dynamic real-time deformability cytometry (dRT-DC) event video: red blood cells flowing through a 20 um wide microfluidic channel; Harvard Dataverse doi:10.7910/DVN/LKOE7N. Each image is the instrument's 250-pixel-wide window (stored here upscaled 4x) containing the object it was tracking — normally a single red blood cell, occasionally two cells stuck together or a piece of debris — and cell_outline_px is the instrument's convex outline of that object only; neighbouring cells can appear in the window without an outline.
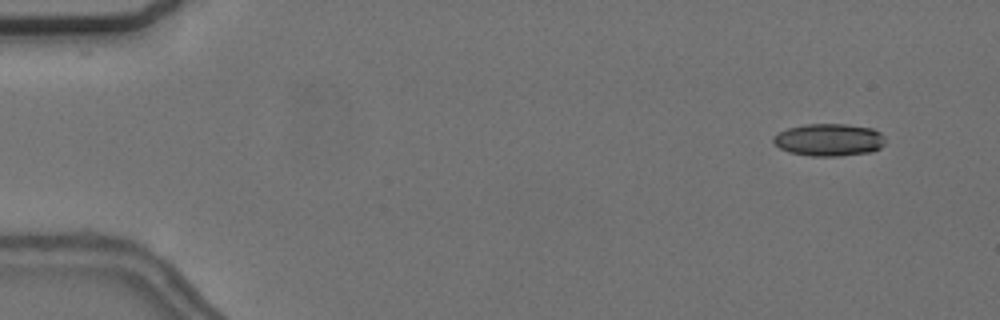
{"species": "common noctule bat (a hibernating species)", "species_latin": "Nyctalus noctula", "temperature_condition": "cold", "stored_images_in_passage": 7, "camera_frame_rate_fps": 3000, "um_per_image_px": 0.085, "animal": {"sex": "female", "body_mass_g": 24.6, "forearm_length_mm": 56.2}, "frame": {"image": 1, "passage_image": 1, "time_ms": 0.0, "image_size_px": [1000, 320], "cell_outline_px": [[884, 144], [880, 148], [872, 152], [840, 156], [812, 156], [788, 152], [780, 148], [772, 140], [772, 136], [788, 128], [804, 124], [844, 124], [872, 128], [880, 132], [884, 136]], "centroid_in_image_um": [70.47, 11.89], "position_along_channel_um": 14.5, "area_um2": 21.21}}